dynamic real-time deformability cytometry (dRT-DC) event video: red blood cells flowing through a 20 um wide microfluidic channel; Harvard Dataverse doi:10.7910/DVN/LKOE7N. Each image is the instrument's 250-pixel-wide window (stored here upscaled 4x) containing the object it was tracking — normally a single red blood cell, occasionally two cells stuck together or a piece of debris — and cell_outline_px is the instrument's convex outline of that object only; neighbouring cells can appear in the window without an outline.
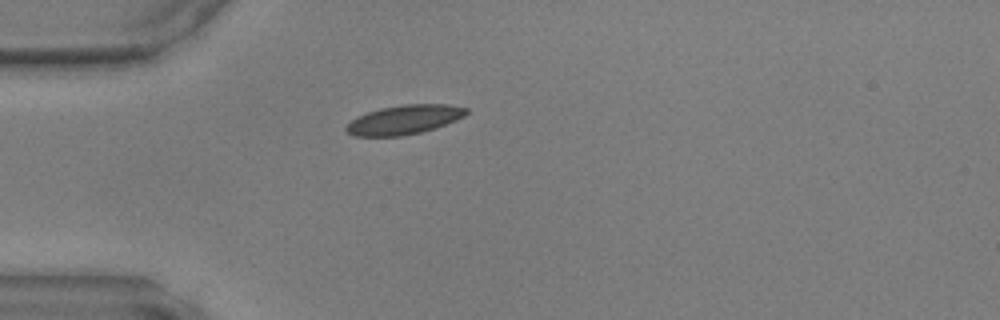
{"species": "common noctule bat (a hibernating species)", "species_latin": "Nyctalus noctula", "temperature_condition": "warm", "stored_images_in_passage": 35, "camera_frame_rate_fps": 3000, "um_per_image_px": 0.085, "animal": {"sex": "male", "body_mass_g": 17.9, "forearm_length_mm": 54.2}, "frame": {"image": 1, "passage_image": 1, "time_ms": 0.0, "image_size_px": [1000, 320], "cell_outline_px": [[468, 112], [464, 116], [456, 120], [436, 128], [420, 132], [400, 136], [356, 136], [348, 132], [344, 128], [352, 120], [368, 112], [380, 108], [404, 104], [448, 104], [468, 108]], "centroid_in_image_um": [34.4, 10.17], "position_along_channel_um": 50.6, "area_um2": 20.29}}
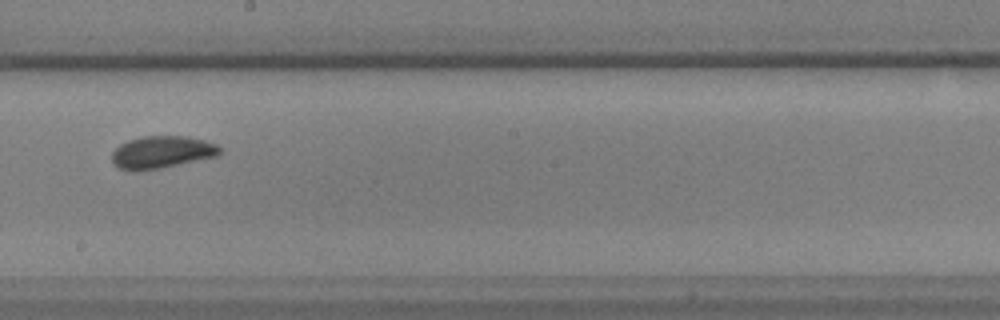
{"frame": {"image": 2, "passage_image": 15, "time_ms": 4.667, "image_size_px": [1000, 320], "cell_outline_px": [[220, 152], [216, 156], [160, 168], [132, 172], [120, 168], [112, 164], [112, 152], [120, 144], [128, 140], [144, 136], [188, 136], [204, 140], [216, 144], [220, 148]], "centroid_in_image_um": [13.71, 12.93], "position_along_channel_um": 234.5, "area_um2": 20.29}}
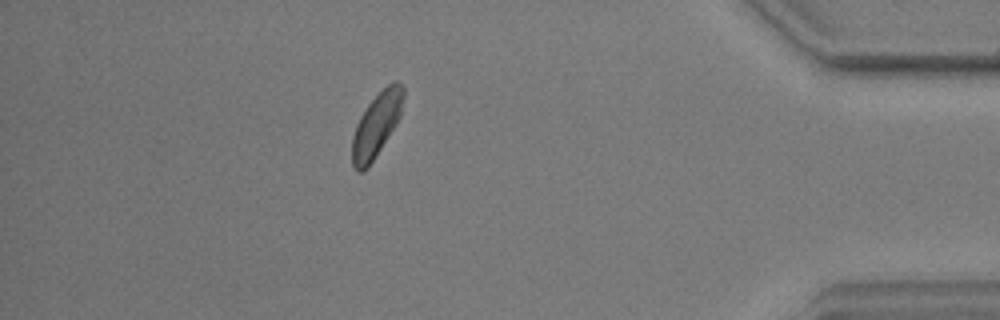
{"frame": {"image": 3, "passage_image": 30, "time_ms": 9.667, "image_size_px": [1000, 320], "cell_outline_px": [[404, 96], [400, 116], [396, 124], [368, 168], [364, 172], [356, 172], [352, 168], [352, 136], [356, 124], [360, 116], [368, 104], [392, 80], [396, 80], [404, 88]], "centroid_in_image_um": [31.98, 10.65], "position_along_channel_um": 403.2, "area_um2": 19.13}}